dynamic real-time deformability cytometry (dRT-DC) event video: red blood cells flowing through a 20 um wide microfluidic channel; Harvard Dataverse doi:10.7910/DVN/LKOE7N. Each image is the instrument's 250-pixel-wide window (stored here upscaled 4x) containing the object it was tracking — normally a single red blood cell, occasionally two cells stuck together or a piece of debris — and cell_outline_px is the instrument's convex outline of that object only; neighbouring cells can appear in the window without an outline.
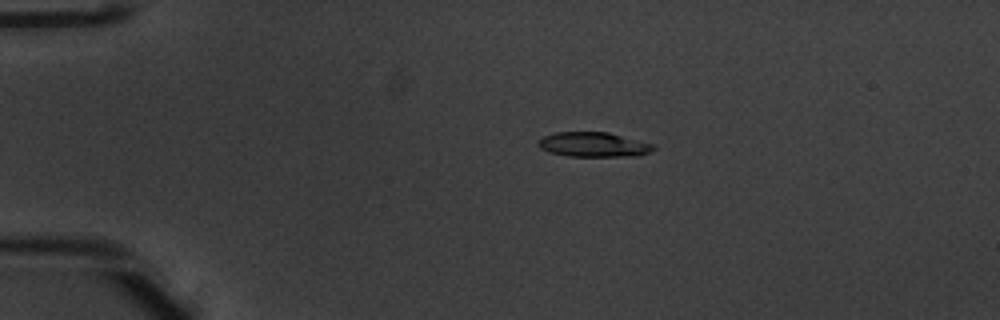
{"species": "common noctule bat (a hibernating species)", "species_latin": "Nyctalus noctula", "temperature_condition": "warm", "stored_images_in_passage": 42, "camera_frame_rate_fps": 3000, "um_per_image_px": 0.085, "animal": {"sex": "male", "body_mass_g": 20.1, "forearm_length_mm": 53.5}, "frame": {"image": 1, "passage_image": 1, "time_ms": 0.0, "image_size_px": [1000, 320], "cell_outline_px": [[656, 148], [640, 156], [568, 156], [552, 152], [540, 148], [536, 144], [544, 136], [556, 132], [608, 132], [656, 144]], "centroid_in_image_um": [50.51, 12.28], "position_along_channel_um": 34.5, "area_um2": 16.59}}
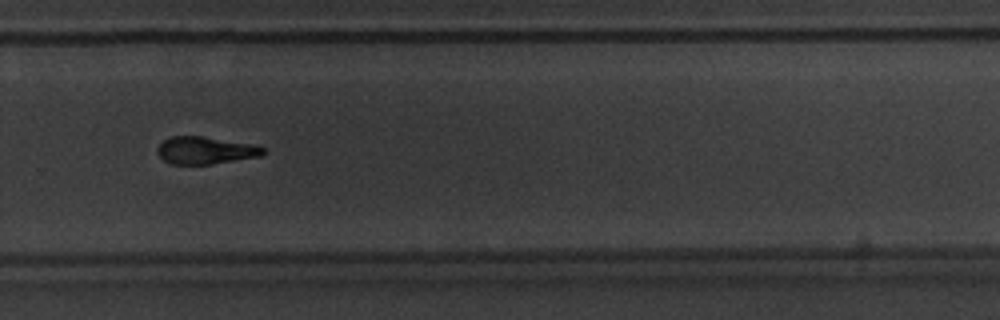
{"frame": {"image": 2, "passage_image": 26, "time_ms": 8.333, "image_size_px": [1000, 320], "cell_outline_px": [[268, 152], [260, 156], [212, 164], [172, 164], [164, 160], [156, 152], [156, 148], [164, 140], [172, 136], [204, 136], [248, 144], [264, 148]], "centroid_in_image_um": [17.43, 12.78], "position_along_channel_um": 312.4, "area_um2": 16.7}}
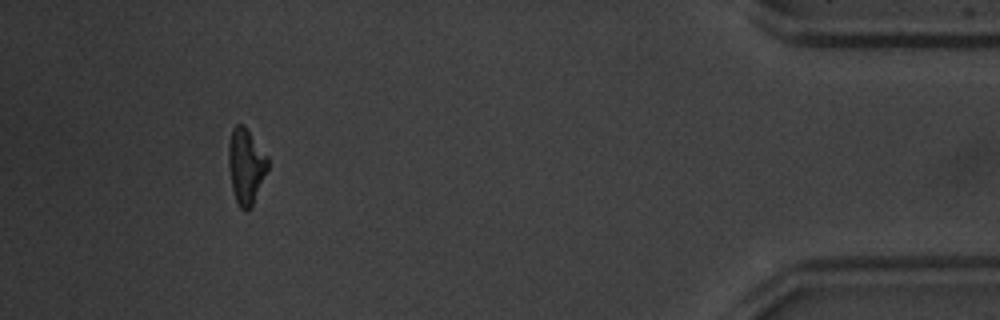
{"frame": {"image": 3, "passage_image": 38, "time_ms": 12.333, "image_size_px": [1000, 320], "cell_outline_px": [[268, 168], [252, 204], [244, 212], [240, 208], [236, 200], [232, 188], [228, 164], [228, 144], [232, 128], [236, 124], [244, 124], [268, 156]], "centroid_in_image_um": [20.89, 14.06], "position_along_channel_um": 414.3, "area_um2": 17.17}, "authors_computed_cell_mechanics": {"area_um2": 17.4556, "velocity_mm_per_s": 3.9466, "shape_relaxation_time_tau1_ms": 3.2699, "shape_relaxation_time_tau2_ms": 3.2257, "deformation_change_tau1": 0.1398, "deformation_change_tau2": 0.1062}}